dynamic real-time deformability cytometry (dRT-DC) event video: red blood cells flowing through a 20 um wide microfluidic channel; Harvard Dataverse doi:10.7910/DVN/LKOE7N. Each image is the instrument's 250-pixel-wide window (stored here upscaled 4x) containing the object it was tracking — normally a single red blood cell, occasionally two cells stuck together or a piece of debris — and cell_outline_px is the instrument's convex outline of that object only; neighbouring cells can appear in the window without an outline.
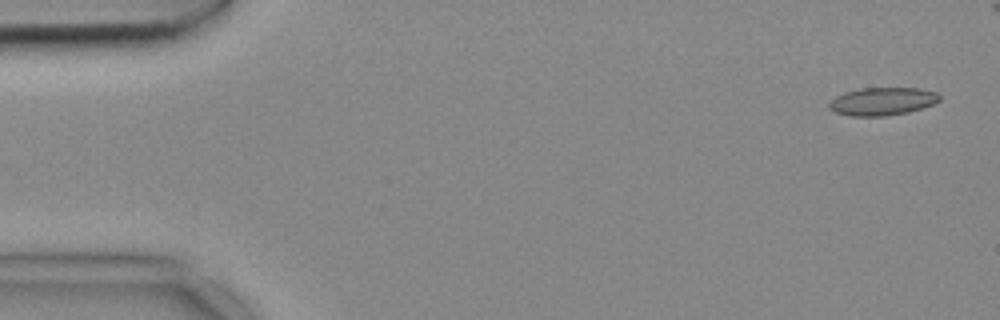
{"species": "common noctule bat (a hibernating species)", "species_latin": "Nyctalus noctula", "temperature_condition": "cold", "stored_images_in_passage": 6, "camera_frame_rate_fps": 3000, "um_per_image_px": 0.085, "animal": {"sex": "female", "body_mass_g": 18.4}, "frame": {"image": 1, "passage_image": 1, "time_ms": 0.0, "image_size_px": [1000, 320], "cell_outline_px": [[940, 100], [932, 104], [908, 112], [884, 116], [848, 116], [836, 112], [828, 108], [828, 104], [836, 96], [844, 92], [860, 88], [920, 88], [936, 92], [940, 96]], "centroid_in_image_um": [74.97, 8.61], "position_along_channel_um": 10.0, "area_um2": 17.92}}
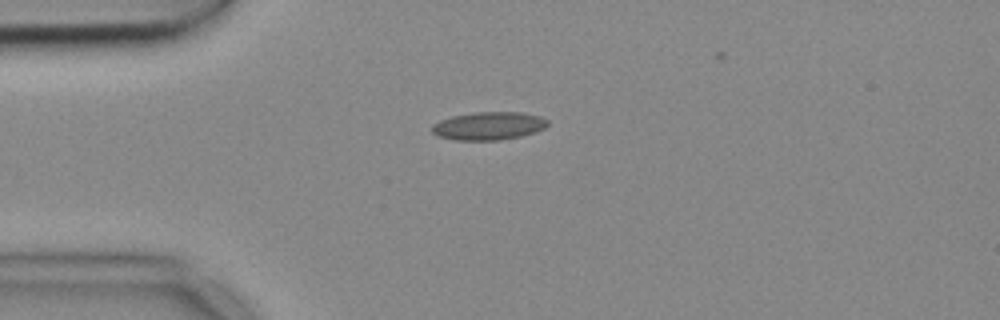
{"frame": {"image": 2, "passage_image": 4, "time_ms": 1.0, "image_size_px": [1000, 320], "cell_outline_px": [[548, 124], [544, 128], [536, 132], [520, 136], [500, 140], [456, 140], [436, 136], [432, 132], [432, 124], [440, 120], [452, 116], [476, 112], [524, 112], [540, 116], [548, 120]], "centroid_in_image_um": [41.53, 10.7], "position_along_channel_um": 43.5, "area_um2": 19.02}}